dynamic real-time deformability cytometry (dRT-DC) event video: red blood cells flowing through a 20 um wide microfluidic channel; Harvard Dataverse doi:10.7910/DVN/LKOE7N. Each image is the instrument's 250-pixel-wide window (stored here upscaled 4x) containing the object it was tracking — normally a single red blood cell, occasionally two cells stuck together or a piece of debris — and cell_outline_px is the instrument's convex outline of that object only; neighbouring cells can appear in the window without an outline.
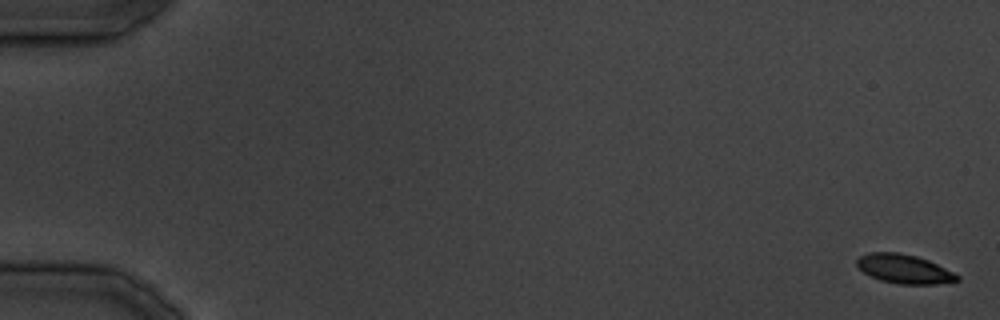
{"species": "common noctule bat (a hibernating species)", "species_latin": "Nyctalus noctula", "temperature_condition": "cold", "stored_images_in_passage": 38, "camera_frame_rate_fps": 3000, "um_per_image_px": 0.085, "animal": {"sex": "male", "body_mass_g": 19.5, "forearm_length_mm": 54.6}, "frame": {"image": 1, "passage_image": 1, "time_ms": 0.0, "image_size_px": [1000, 320], "cell_outline_px": [[960, 280], [936, 284], [900, 284], [880, 280], [864, 272], [856, 264], [856, 260], [860, 256], [868, 252], [900, 252], [916, 256], [928, 260], [960, 276]], "centroid_in_image_um": [76.84, 22.85], "position_along_channel_um": 8.2, "area_um2": 16.82}}
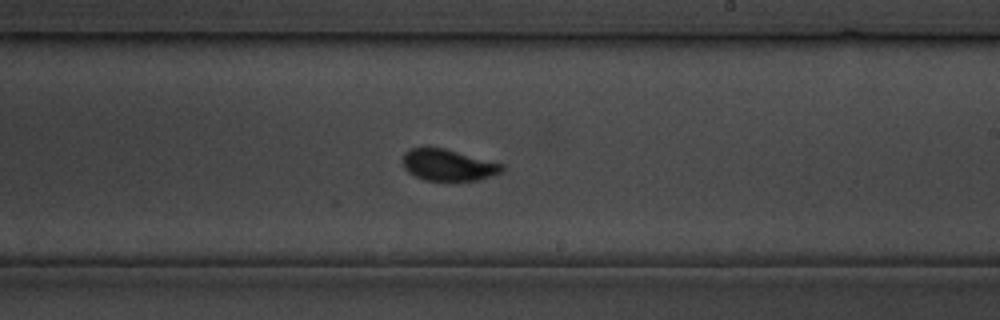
{"frame": {"image": 2, "passage_image": 23, "time_ms": 27.0, "image_size_px": [1000, 320], "cell_outline_px": [[504, 168], [500, 172], [480, 180], [424, 180], [408, 172], [404, 168], [404, 152], [412, 148], [428, 144], [444, 148], [504, 164]], "centroid_in_image_um": [38.06, 13.99], "position_along_channel_um": 250.9, "area_um2": 18.38}}
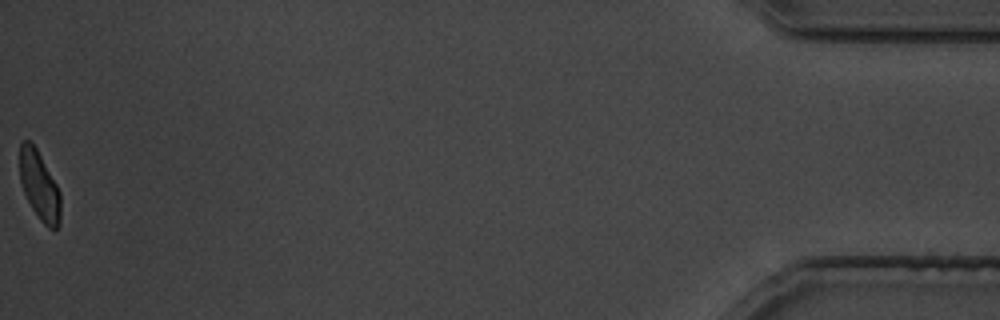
{"frame": {"image": 3, "passage_image": 38, "time_ms": 45.0, "image_size_px": [1000, 320], "cell_outline_px": [[60, 224], [56, 228], [48, 228], [40, 220], [32, 208], [24, 192], [20, 180], [20, 140], [28, 140], [36, 148], [56, 184], [60, 192]], "centroid_in_image_um": [3.34, 15.79], "position_along_channel_um": 431.9, "area_um2": 16.13}}